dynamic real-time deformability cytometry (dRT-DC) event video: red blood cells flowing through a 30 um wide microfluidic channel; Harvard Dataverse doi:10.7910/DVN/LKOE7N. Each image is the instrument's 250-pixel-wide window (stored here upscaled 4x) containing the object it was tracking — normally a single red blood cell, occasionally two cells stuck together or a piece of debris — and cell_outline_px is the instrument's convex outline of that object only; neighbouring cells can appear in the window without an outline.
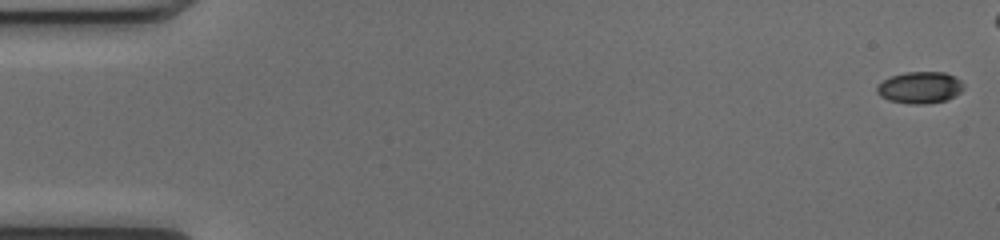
{"species": "common noctule bat (a hibernating species)", "species_latin": "Nyctalus noctula", "temperature_condition": "cold", "stored_images_in_passage": 46, "camera_frame_rate_fps": 3000, "um_per_image_px": 0.085, "animal": {"sex": "female", "body_mass_g": 17.0, "forearm_length_mm": 48.0}, "frame": {"image": 1, "passage_image": 1, "time_ms": 0.0, "image_size_px": [1000, 240], "cell_outline_px": [[964, 88], [956, 96], [948, 100], [928, 104], [908, 104], [888, 100], [880, 96], [876, 92], [876, 88], [884, 80], [892, 76], [904, 72], [944, 72], [956, 76], [964, 84]], "centroid_in_image_um": [78.23, 7.45], "position_along_channel_um": 6.8, "area_um2": 16.24}}
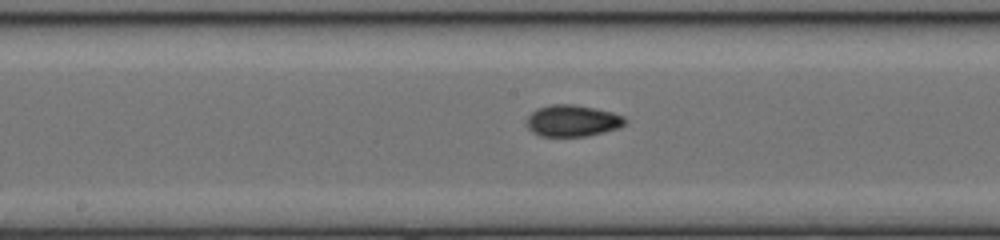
{"frame": {"image": 2, "passage_image": 27, "time_ms": 8.667, "image_size_px": [1000, 240], "cell_outline_px": [[628, 120], [620, 128], [588, 136], [540, 136], [532, 132], [524, 124], [524, 120], [536, 108], [552, 104], [572, 104], [612, 112], [624, 116]], "centroid_in_image_um": [48.63, 10.27], "position_along_channel_um": 199.6, "area_um2": 18.32}}
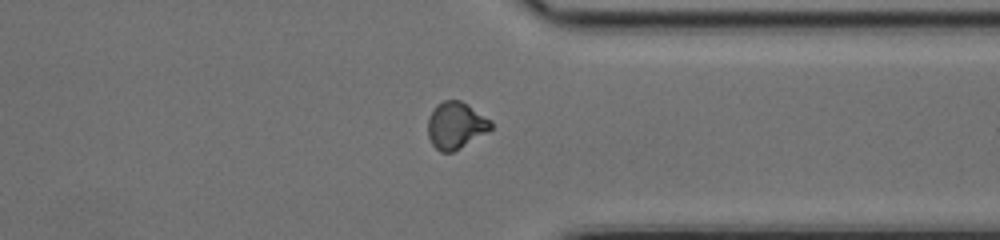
{"frame": {"image": 3, "passage_image": 40, "time_ms": 13.0, "image_size_px": [1000, 240], "cell_outline_px": [[492, 128], [488, 132], [452, 152], [440, 152], [432, 144], [428, 136], [428, 120], [436, 104], [444, 100], [460, 100], [468, 104], [492, 120]], "centroid_in_image_um": [38.76, 10.64], "position_along_channel_um": 372.6, "area_um2": 17.22}, "authors_computed_cell_mechanics": {"area_um2": 16.9932, "velocity_mm_per_s": 4.0542, "shape_relaxation_time_tau1_ms": 4.7452, "shape_relaxation_time_tau2_ms": 2.4346, "deformation_change_tau1": 0.1745, "deformation_change_tau2": 0.0665}}